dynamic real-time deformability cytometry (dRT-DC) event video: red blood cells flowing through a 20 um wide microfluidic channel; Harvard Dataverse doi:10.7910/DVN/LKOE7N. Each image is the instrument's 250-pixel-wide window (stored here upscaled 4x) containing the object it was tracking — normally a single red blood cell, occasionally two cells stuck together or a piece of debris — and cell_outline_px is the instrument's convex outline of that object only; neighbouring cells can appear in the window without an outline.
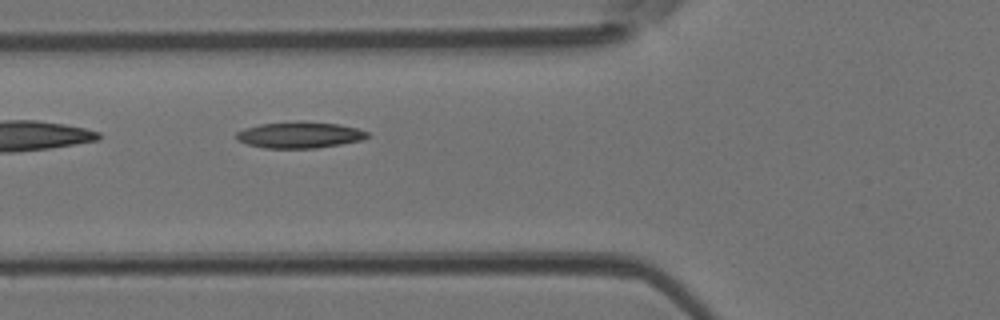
{"species": "Egyptian fruit bat (a non-hibernating species)", "species_latin": "Rousettus aegyptiacus", "temperature_condition": "room temperature", "stored_images_in_passage": 8, "camera_frame_rate_fps": 3000, "um_per_image_px": 0.085, "animal": {"sex": "female"}, "frame": {"image": 1, "passage_image": 4, "time_ms": 1.0, "image_size_px": [1000, 320], "cell_outline_px": [[368, 136], [364, 140], [316, 148], [264, 148], [248, 144], [236, 140], [236, 132], [244, 128], [260, 124], [336, 124], [356, 128], [368, 132]], "centroid_in_image_um": [25.44, 11.52], "position_along_channel_um": 100.4, "area_um2": 19.07}}
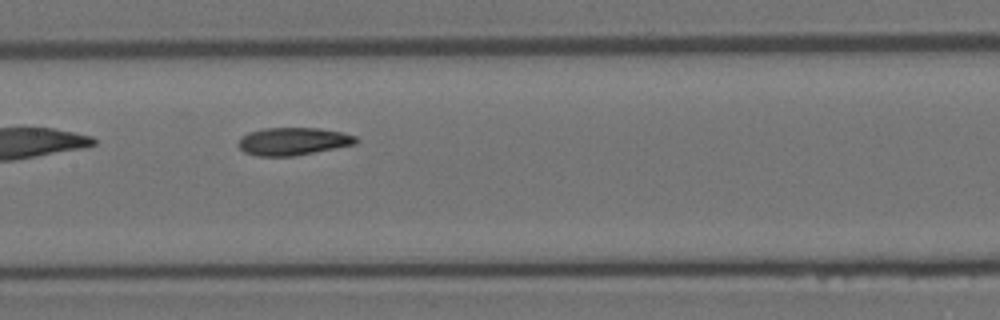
{"frame": {"image": 2, "passage_image": 6, "time_ms": 1.667, "image_size_px": [1000, 320], "cell_outline_px": [[356, 144], [296, 156], [256, 156], [244, 152], [236, 144], [240, 136], [248, 132], [264, 128], [320, 128], [344, 132], [356, 136]], "centroid_in_image_um": [24.88, 12.01], "position_along_channel_um": 182.5, "area_um2": 19.25}}
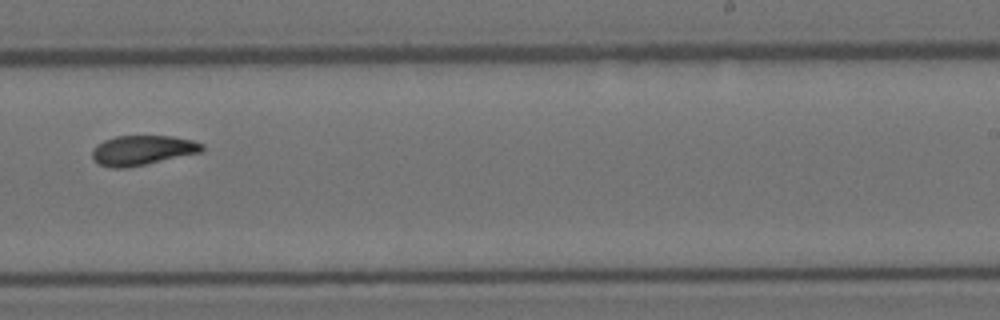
{"frame": {"image": 3, "passage_image": 8, "time_ms": 2.333, "image_size_px": [1000, 320], "cell_outline_px": [[204, 148], [200, 152], [128, 168], [112, 168], [100, 164], [92, 160], [92, 152], [96, 144], [104, 140], [116, 136], [172, 136], [192, 140], [204, 144]], "centroid_in_image_um": [12.07, 12.77], "position_along_channel_um": 276.9, "area_um2": 19.02}}